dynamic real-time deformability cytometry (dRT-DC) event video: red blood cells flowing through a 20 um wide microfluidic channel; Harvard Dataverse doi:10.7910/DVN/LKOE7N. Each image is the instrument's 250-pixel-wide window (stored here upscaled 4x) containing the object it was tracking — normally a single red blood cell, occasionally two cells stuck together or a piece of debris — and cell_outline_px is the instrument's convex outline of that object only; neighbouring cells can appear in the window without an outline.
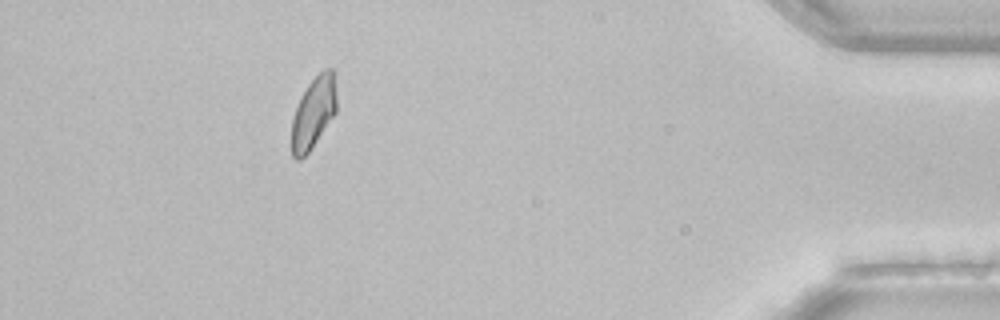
{"species": "common noctule bat (a hibernating species)", "species_latin": "Nyctalus noctula", "temperature_condition": "room temperature", "stored_images_in_passage": 37, "camera_frame_rate_fps": 3000, "um_per_image_px": 0.085, "animal": {"sex": "female", "body_mass_g": 22.7, "forearm_length_mm": 54.2}, "frame": {"image": 1, "passage_image": 32, "time_ms": 10.333, "image_size_px": [1000, 320], "cell_outline_px": [[336, 112], [312, 148], [300, 160], [296, 160], [292, 156], [292, 116], [300, 96], [308, 84], [324, 68], [332, 68], [336, 72]], "centroid_in_image_um": [26.66, 9.54], "position_along_channel_um": 408.5, "area_um2": 19.02}}